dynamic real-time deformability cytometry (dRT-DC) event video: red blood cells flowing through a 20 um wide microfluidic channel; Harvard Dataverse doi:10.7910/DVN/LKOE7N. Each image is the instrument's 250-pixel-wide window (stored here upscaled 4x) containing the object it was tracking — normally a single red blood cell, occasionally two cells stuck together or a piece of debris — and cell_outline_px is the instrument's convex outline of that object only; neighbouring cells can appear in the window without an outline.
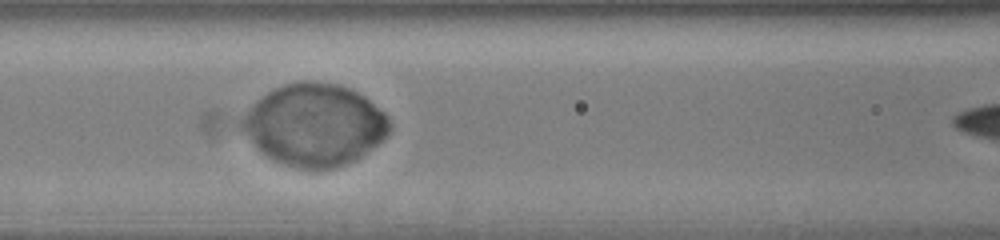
{"species": "human", "species_latin": "Homo sapiens", "temperature_condition": "cold", "stored_images_in_passage": 19, "camera_frame_rate_fps": 3000, "um_per_image_px": 0.085, "donor": {"sex": "male"}, "frame": {"image": 1, "passage_image": 13, "time_ms": 4.0, "image_size_px": [1000, 240], "cell_outline_px": [[392, 128], [376, 144], [360, 156], [344, 164], [332, 168], [300, 168], [276, 160], [268, 156], [240, 128], [240, 120], [256, 100], [268, 92], [284, 84], [300, 80], [308, 80], [336, 84], [348, 88], [364, 96], [384, 112], [388, 116], [392, 124]], "centroid_in_image_um": [26.75, 10.57], "position_along_channel_um": 139.9, "area_um2": 69.3}}
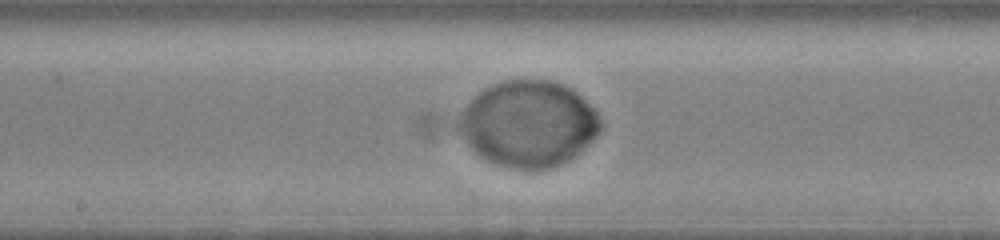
{"frame": {"image": 2, "passage_image": 17, "time_ms": 5.333, "image_size_px": [1000, 240], "cell_outline_px": [[600, 132], [592, 140], [568, 160], [548, 168], [516, 168], [500, 164], [488, 160], [480, 156], [472, 148], [456, 128], [456, 124], [464, 108], [480, 92], [496, 84], [508, 80], [548, 80], [564, 84], [576, 92], [596, 112], [600, 120]], "centroid_in_image_um": [44.91, 10.51], "position_along_channel_um": 203.3, "area_um2": 69.65}}